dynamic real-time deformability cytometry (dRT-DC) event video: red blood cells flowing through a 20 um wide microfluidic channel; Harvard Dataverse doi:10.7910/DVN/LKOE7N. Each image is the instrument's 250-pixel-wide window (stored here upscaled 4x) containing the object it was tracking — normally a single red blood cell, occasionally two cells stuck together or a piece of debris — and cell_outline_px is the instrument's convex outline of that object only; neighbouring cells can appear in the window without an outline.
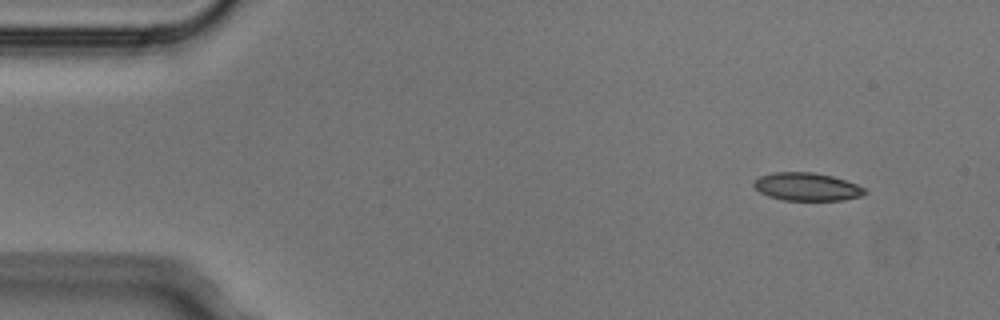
{"species": "Egyptian fruit bat (a non-hibernating species)", "species_latin": "Rousettus aegyptiacus", "temperature_condition": "cold", "stored_images_in_passage": 3, "camera_frame_rate_fps": 3000, "um_per_image_px": 0.085, "animal": {"sex": "male"}, "frame": {"image": 1, "passage_image": 1, "time_ms": 0.0, "image_size_px": [1000, 320], "cell_outline_px": [[868, 192], [860, 196], [844, 200], [784, 200], [768, 196], [760, 192], [752, 184], [760, 176], [772, 172], [812, 172], [832, 176], [856, 184], [864, 188]], "centroid_in_image_um": [68.58, 15.87], "position_along_channel_um": 16.4, "area_um2": 17.98}}
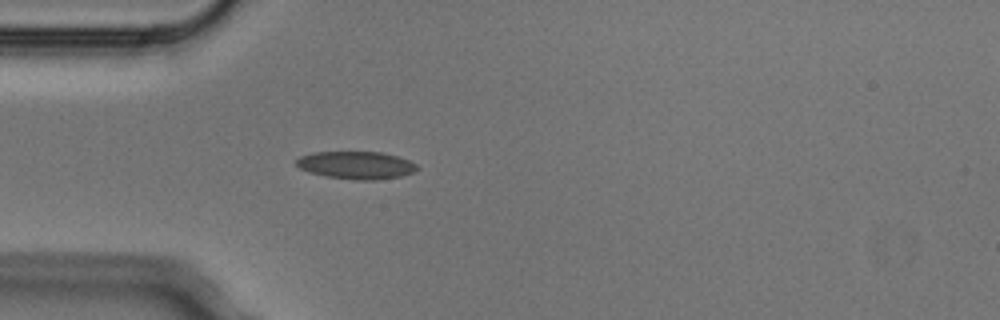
{"frame": {"image": 2, "passage_image": 3, "time_ms": 0.667, "image_size_px": [1000, 320], "cell_outline_px": [[420, 168], [412, 172], [400, 176], [376, 180], [352, 180], [328, 176], [308, 172], [300, 168], [296, 164], [296, 160], [300, 156], [312, 152], [380, 152], [396, 156], [408, 160], [416, 164]], "centroid_in_image_um": [30.26, 14.04], "position_along_channel_um": 54.7, "area_um2": 19.36}}